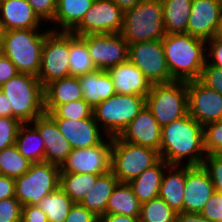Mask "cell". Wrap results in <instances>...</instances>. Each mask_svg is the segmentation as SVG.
<instances>
[{
	"label": "cell",
	"instance_id": "cell-1",
	"mask_svg": "<svg viewBox=\"0 0 222 222\" xmlns=\"http://www.w3.org/2000/svg\"><path fill=\"white\" fill-rule=\"evenodd\" d=\"M159 154L169 165H203V126L187 114L162 127Z\"/></svg>",
	"mask_w": 222,
	"mask_h": 222
},
{
	"label": "cell",
	"instance_id": "cell-2",
	"mask_svg": "<svg viewBox=\"0 0 222 222\" xmlns=\"http://www.w3.org/2000/svg\"><path fill=\"white\" fill-rule=\"evenodd\" d=\"M161 41L172 79L199 80L206 63V41L187 33L166 34Z\"/></svg>",
	"mask_w": 222,
	"mask_h": 222
},
{
	"label": "cell",
	"instance_id": "cell-3",
	"mask_svg": "<svg viewBox=\"0 0 222 222\" xmlns=\"http://www.w3.org/2000/svg\"><path fill=\"white\" fill-rule=\"evenodd\" d=\"M0 91L8 98L12 118L22 124L31 123L45 113L44 87L34 75L18 73L2 85Z\"/></svg>",
	"mask_w": 222,
	"mask_h": 222
},
{
	"label": "cell",
	"instance_id": "cell-4",
	"mask_svg": "<svg viewBox=\"0 0 222 222\" xmlns=\"http://www.w3.org/2000/svg\"><path fill=\"white\" fill-rule=\"evenodd\" d=\"M163 15L161 0H142L124 11L120 34L128 45L162 40L166 35Z\"/></svg>",
	"mask_w": 222,
	"mask_h": 222
},
{
	"label": "cell",
	"instance_id": "cell-5",
	"mask_svg": "<svg viewBox=\"0 0 222 222\" xmlns=\"http://www.w3.org/2000/svg\"><path fill=\"white\" fill-rule=\"evenodd\" d=\"M50 28L8 30L4 34L3 55L16 66L19 73L38 77L41 55Z\"/></svg>",
	"mask_w": 222,
	"mask_h": 222
},
{
	"label": "cell",
	"instance_id": "cell-6",
	"mask_svg": "<svg viewBox=\"0 0 222 222\" xmlns=\"http://www.w3.org/2000/svg\"><path fill=\"white\" fill-rule=\"evenodd\" d=\"M145 105L164 127L188 114V94L185 81L151 85Z\"/></svg>",
	"mask_w": 222,
	"mask_h": 222
},
{
	"label": "cell",
	"instance_id": "cell-7",
	"mask_svg": "<svg viewBox=\"0 0 222 222\" xmlns=\"http://www.w3.org/2000/svg\"><path fill=\"white\" fill-rule=\"evenodd\" d=\"M158 151L112 137L111 171L119 183H129L160 160Z\"/></svg>",
	"mask_w": 222,
	"mask_h": 222
},
{
	"label": "cell",
	"instance_id": "cell-8",
	"mask_svg": "<svg viewBox=\"0 0 222 222\" xmlns=\"http://www.w3.org/2000/svg\"><path fill=\"white\" fill-rule=\"evenodd\" d=\"M145 106V97L138 95H112L93 108L99 127L111 137L119 136Z\"/></svg>",
	"mask_w": 222,
	"mask_h": 222
},
{
	"label": "cell",
	"instance_id": "cell-9",
	"mask_svg": "<svg viewBox=\"0 0 222 222\" xmlns=\"http://www.w3.org/2000/svg\"><path fill=\"white\" fill-rule=\"evenodd\" d=\"M60 184V166L48 162L32 163L29 170L15 178V197L24 205H37Z\"/></svg>",
	"mask_w": 222,
	"mask_h": 222
},
{
	"label": "cell",
	"instance_id": "cell-10",
	"mask_svg": "<svg viewBox=\"0 0 222 222\" xmlns=\"http://www.w3.org/2000/svg\"><path fill=\"white\" fill-rule=\"evenodd\" d=\"M69 32H47L41 55L38 79L43 87L70 76Z\"/></svg>",
	"mask_w": 222,
	"mask_h": 222
},
{
	"label": "cell",
	"instance_id": "cell-11",
	"mask_svg": "<svg viewBox=\"0 0 222 222\" xmlns=\"http://www.w3.org/2000/svg\"><path fill=\"white\" fill-rule=\"evenodd\" d=\"M128 60L153 84L174 81L170 75L161 40L129 45Z\"/></svg>",
	"mask_w": 222,
	"mask_h": 222
},
{
	"label": "cell",
	"instance_id": "cell-12",
	"mask_svg": "<svg viewBox=\"0 0 222 222\" xmlns=\"http://www.w3.org/2000/svg\"><path fill=\"white\" fill-rule=\"evenodd\" d=\"M123 13L113 0H94L82 21L71 32L76 36L120 33Z\"/></svg>",
	"mask_w": 222,
	"mask_h": 222
},
{
	"label": "cell",
	"instance_id": "cell-13",
	"mask_svg": "<svg viewBox=\"0 0 222 222\" xmlns=\"http://www.w3.org/2000/svg\"><path fill=\"white\" fill-rule=\"evenodd\" d=\"M112 137L89 148L73 149L60 166V173L102 175L111 170Z\"/></svg>",
	"mask_w": 222,
	"mask_h": 222
},
{
	"label": "cell",
	"instance_id": "cell-14",
	"mask_svg": "<svg viewBox=\"0 0 222 222\" xmlns=\"http://www.w3.org/2000/svg\"><path fill=\"white\" fill-rule=\"evenodd\" d=\"M88 47L97 69L108 70L128 60L129 45L117 34H87L79 36Z\"/></svg>",
	"mask_w": 222,
	"mask_h": 222
},
{
	"label": "cell",
	"instance_id": "cell-15",
	"mask_svg": "<svg viewBox=\"0 0 222 222\" xmlns=\"http://www.w3.org/2000/svg\"><path fill=\"white\" fill-rule=\"evenodd\" d=\"M188 114L202 126L222 120V95L199 80L186 82Z\"/></svg>",
	"mask_w": 222,
	"mask_h": 222
},
{
	"label": "cell",
	"instance_id": "cell-16",
	"mask_svg": "<svg viewBox=\"0 0 222 222\" xmlns=\"http://www.w3.org/2000/svg\"><path fill=\"white\" fill-rule=\"evenodd\" d=\"M214 191L211 177L203 165H185L183 212L200 213Z\"/></svg>",
	"mask_w": 222,
	"mask_h": 222
},
{
	"label": "cell",
	"instance_id": "cell-17",
	"mask_svg": "<svg viewBox=\"0 0 222 222\" xmlns=\"http://www.w3.org/2000/svg\"><path fill=\"white\" fill-rule=\"evenodd\" d=\"M53 119L61 134L69 141L72 149L93 147L101 144L108 137L99 127L94 116L80 120Z\"/></svg>",
	"mask_w": 222,
	"mask_h": 222
},
{
	"label": "cell",
	"instance_id": "cell-18",
	"mask_svg": "<svg viewBox=\"0 0 222 222\" xmlns=\"http://www.w3.org/2000/svg\"><path fill=\"white\" fill-rule=\"evenodd\" d=\"M221 21L218 0H193L187 34L207 41L216 36Z\"/></svg>",
	"mask_w": 222,
	"mask_h": 222
},
{
	"label": "cell",
	"instance_id": "cell-19",
	"mask_svg": "<svg viewBox=\"0 0 222 222\" xmlns=\"http://www.w3.org/2000/svg\"><path fill=\"white\" fill-rule=\"evenodd\" d=\"M30 124L43 138L44 162L61 166L73 149L69 141L61 134L55 120L48 113H44Z\"/></svg>",
	"mask_w": 222,
	"mask_h": 222
},
{
	"label": "cell",
	"instance_id": "cell-20",
	"mask_svg": "<svg viewBox=\"0 0 222 222\" xmlns=\"http://www.w3.org/2000/svg\"><path fill=\"white\" fill-rule=\"evenodd\" d=\"M162 127L145 105L119 137L133 144L160 151Z\"/></svg>",
	"mask_w": 222,
	"mask_h": 222
},
{
	"label": "cell",
	"instance_id": "cell-21",
	"mask_svg": "<svg viewBox=\"0 0 222 222\" xmlns=\"http://www.w3.org/2000/svg\"><path fill=\"white\" fill-rule=\"evenodd\" d=\"M27 0H0V26L5 30L39 29L46 23Z\"/></svg>",
	"mask_w": 222,
	"mask_h": 222
},
{
	"label": "cell",
	"instance_id": "cell-22",
	"mask_svg": "<svg viewBox=\"0 0 222 222\" xmlns=\"http://www.w3.org/2000/svg\"><path fill=\"white\" fill-rule=\"evenodd\" d=\"M107 72L110 74L114 90L118 94L146 97L150 92V82L129 60L110 67Z\"/></svg>",
	"mask_w": 222,
	"mask_h": 222
},
{
	"label": "cell",
	"instance_id": "cell-23",
	"mask_svg": "<svg viewBox=\"0 0 222 222\" xmlns=\"http://www.w3.org/2000/svg\"><path fill=\"white\" fill-rule=\"evenodd\" d=\"M79 99H83V91L78 77L58 79L44 87L45 112H52L58 105Z\"/></svg>",
	"mask_w": 222,
	"mask_h": 222
},
{
	"label": "cell",
	"instance_id": "cell-24",
	"mask_svg": "<svg viewBox=\"0 0 222 222\" xmlns=\"http://www.w3.org/2000/svg\"><path fill=\"white\" fill-rule=\"evenodd\" d=\"M184 192L185 165H169L163 174L158 197L180 213L183 212Z\"/></svg>",
	"mask_w": 222,
	"mask_h": 222
},
{
	"label": "cell",
	"instance_id": "cell-25",
	"mask_svg": "<svg viewBox=\"0 0 222 222\" xmlns=\"http://www.w3.org/2000/svg\"><path fill=\"white\" fill-rule=\"evenodd\" d=\"M78 79L83 91V99L93 108L116 94L112 78L106 70L97 69L78 76Z\"/></svg>",
	"mask_w": 222,
	"mask_h": 222
},
{
	"label": "cell",
	"instance_id": "cell-26",
	"mask_svg": "<svg viewBox=\"0 0 222 222\" xmlns=\"http://www.w3.org/2000/svg\"><path fill=\"white\" fill-rule=\"evenodd\" d=\"M94 0H57L52 31L71 32L92 7Z\"/></svg>",
	"mask_w": 222,
	"mask_h": 222
},
{
	"label": "cell",
	"instance_id": "cell-27",
	"mask_svg": "<svg viewBox=\"0 0 222 222\" xmlns=\"http://www.w3.org/2000/svg\"><path fill=\"white\" fill-rule=\"evenodd\" d=\"M168 166V163L160 159L128 183L141 204L158 197L162 177Z\"/></svg>",
	"mask_w": 222,
	"mask_h": 222
},
{
	"label": "cell",
	"instance_id": "cell-28",
	"mask_svg": "<svg viewBox=\"0 0 222 222\" xmlns=\"http://www.w3.org/2000/svg\"><path fill=\"white\" fill-rule=\"evenodd\" d=\"M118 183V178L111 170L100 175L80 204L100 218L105 214L109 197Z\"/></svg>",
	"mask_w": 222,
	"mask_h": 222
},
{
	"label": "cell",
	"instance_id": "cell-29",
	"mask_svg": "<svg viewBox=\"0 0 222 222\" xmlns=\"http://www.w3.org/2000/svg\"><path fill=\"white\" fill-rule=\"evenodd\" d=\"M166 34H185L193 0H161Z\"/></svg>",
	"mask_w": 222,
	"mask_h": 222
},
{
	"label": "cell",
	"instance_id": "cell-30",
	"mask_svg": "<svg viewBox=\"0 0 222 222\" xmlns=\"http://www.w3.org/2000/svg\"><path fill=\"white\" fill-rule=\"evenodd\" d=\"M141 203L128 183H118L109 197L105 214L139 217Z\"/></svg>",
	"mask_w": 222,
	"mask_h": 222
},
{
	"label": "cell",
	"instance_id": "cell-31",
	"mask_svg": "<svg viewBox=\"0 0 222 222\" xmlns=\"http://www.w3.org/2000/svg\"><path fill=\"white\" fill-rule=\"evenodd\" d=\"M15 145L19 152L32 163L44 162L45 145L39 132L30 124H22Z\"/></svg>",
	"mask_w": 222,
	"mask_h": 222
},
{
	"label": "cell",
	"instance_id": "cell-32",
	"mask_svg": "<svg viewBox=\"0 0 222 222\" xmlns=\"http://www.w3.org/2000/svg\"><path fill=\"white\" fill-rule=\"evenodd\" d=\"M69 55L70 76L78 77L97 70L86 43L72 32H69Z\"/></svg>",
	"mask_w": 222,
	"mask_h": 222
},
{
	"label": "cell",
	"instance_id": "cell-33",
	"mask_svg": "<svg viewBox=\"0 0 222 222\" xmlns=\"http://www.w3.org/2000/svg\"><path fill=\"white\" fill-rule=\"evenodd\" d=\"M74 202L58 187L46 195L37 206L46 214L48 222H64Z\"/></svg>",
	"mask_w": 222,
	"mask_h": 222
},
{
	"label": "cell",
	"instance_id": "cell-34",
	"mask_svg": "<svg viewBox=\"0 0 222 222\" xmlns=\"http://www.w3.org/2000/svg\"><path fill=\"white\" fill-rule=\"evenodd\" d=\"M99 176L87 173H60L59 187L74 203H80Z\"/></svg>",
	"mask_w": 222,
	"mask_h": 222
},
{
	"label": "cell",
	"instance_id": "cell-35",
	"mask_svg": "<svg viewBox=\"0 0 222 222\" xmlns=\"http://www.w3.org/2000/svg\"><path fill=\"white\" fill-rule=\"evenodd\" d=\"M32 162L25 158L16 145L9 146L0 151V173L11 178L25 174Z\"/></svg>",
	"mask_w": 222,
	"mask_h": 222
},
{
	"label": "cell",
	"instance_id": "cell-36",
	"mask_svg": "<svg viewBox=\"0 0 222 222\" xmlns=\"http://www.w3.org/2000/svg\"><path fill=\"white\" fill-rule=\"evenodd\" d=\"M177 212L162 198L141 204L139 222H176Z\"/></svg>",
	"mask_w": 222,
	"mask_h": 222
},
{
	"label": "cell",
	"instance_id": "cell-37",
	"mask_svg": "<svg viewBox=\"0 0 222 222\" xmlns=\"http://www.w3.org/2000/svg\"><path fill=\"white\" fill-rule=\"evenodd\" d=\"M45 113H48L52 118L80 120L92 117L93 107L84 99H79L58 105L52 112Z\"/></svg>",
	"mask_w": 222,
	"mask_h": 222
},
{
	"label": "cell",
	"instance_id": "cell-38",
	"mask_svg": "<svg viewBox=\"0 0 222 222\" xmlns=\"http://www.w3.org/2000/svg\"><path fill=\"white\" fill-rule=\"evenodd\" d=\"M203 138L207 155L222 154V120L203 126Z\"/></svg>",
	"mask_w": 222,
	"mask_h": 222
},
{
	"label": "cell",
	"instance_id": "cell-39",
	"mask_svg": "<svg viewBox=\"0 0 222 222\" xmlns=\"http://www.w3.org/2000/svg\"><path fill=\"white\" fill-rule=\"evenodd\" d=\"M22 123L12 117H0V151L15 144Z\"/></svg>",
	"mask_w": 222,
	"mask_h": 222
},
{
	"label": "cell",
	"instance_id": "cell-40",
	"mask_svg": "<svg viewBox=\"0 0 222 222\" xmlns=\"http://www.w3.org/2000/svg\"><path fill=\"white\" fill-rule=\"evenodd\" d=\"M203 167L208 171L215 191L222 194V154L207 155Z\"/></svg>",
	"mask_w": 222,
	"mask_h": 222
},
{
	"label": "cell",
	"instance_id": "cell-41",
	"mask_svg": "<svg viewBox=\"0 0 222 222\" xmlns=\"http://www.w3.org/2000/svg\"><path fill=\"white\" fill-rule=\"evenodd\" d=\"M22 204L16 197L0 200V222H21Z\"/></svg>",
	"mask_w": 222,
	"mask_h": 222
},
{
	"label": "cell",
	"instance_id": "cell-42",
	"mask_svg": "<svg viewBox=\"0 0 222 222\" xmlns=\"http://www.w3.org/2000/svg\"><path fill=\"white\" fill-rule=\"evenodd\" d=\"M199 81L222 95V68L205 63Z\"/></svg>",
	"mask_w": 222,
	"mask_h": 222
},
{
	"label": "cell",
	"instance_id": "cell-43",
	"mask_svg": "<svg viewBox=\"0 0 222 222\" xmlns=\"http://www.w3.org/2000/svg\"><path fill=\"white\" fill-rule=\"evenodd\" d=\"M200 214L212 222H222V194L214 191Z\"/></svg>",
	"mask_w": 222,
	"mask_h": 222
},
{
	"label": "cell",
	"instance_id": "cell-44",
	"mask_svg": "<svg viewBox=\"0 0 222 222\" xmlns=\"http://www.w3.org/2000/svg\"><path fill=\"white\" fill-rule=\"evenodd\" d=\"M43 22H52L56 13L57 0H27Z\"/></svg>",
	"mask_w": 222,
	"mask_h": 222
},
{
	"label": "cell",
	"instance_id": "cell-45",
	"mask_svg": "<svg viewBox=\"0 0 222 222\" xmlns=\"http://www.w3.org/2000/svg\"><path fill=\"white\" fill-rule=\"evenodd\" d=\"M97 217L80 203H74L64 222H97Z\"/></svg>",
	"mask_w": 222,
	"mask_h": 222
},
{
	"label": "cell",
	"instance_id": "cell-46",
	"mask_svg": "<svg viewBox=\"0 0 222 222\" xmlns=\"http://www.w3.org/2000/svg\"><path fill=\"white\" fill-rule=\"evenodd\" d=\"M206 43V62L222 68V42L214 37L207 40Z\"/></svg>",
	"mask_w": 222,
	"mask_h": 222
},
{
	"label": "cell",
	"instance_id": "cell-47",
	"mask_svg": "<svg viewBox=\"0 0 222 222\" xmlns=\"http://www.w3.org/2000/svg\"><path fill=\"white\" fill-rule=\"evenodd\" d=\"M21 222H48V219L37 205H24L22 206Z\"/></svg>",
	"mask_w": 222,
	"mask_h": 222
},
{
	"label": "cell",
	"instance_id": "cell-48",
	"mask_svg": "<svg viewBox=\"0 0 222 222\" xmlns=\"http://www.w3.org/2000/svg\"><path fill=\"white\" fill-rule=\"evenodd\" d=\"M16 66L8 57L0 55V87L18 74Z\"/></svg>",
	"mask_w": 222,
	"mask_h": 222
},
{
	"label": "cell",
	"instance_id": "cell-49",
	"mask_svg": "<svg viewBox=\"0 0 222 222\" xmlns=\"http://www.w3.org/2000/svg\"><path fill=\"white\" fill-rule=\"evenodd\" d=\"M15 197V179L0 175V200Z\"/></svg>",
	"mask_w": 222,
	"mask_h": 222
},
{
	"label": "cell",
	"instance_id": "cell-50",
	"mask_svg": "<svg viewBox=\"0 0 222 222\" xmlns=\"http://www.w3.org/2000/svg\"><path fill=\"white\" fill-rule=\"evenodd\" d=\"M99 220L101 222H139V217H131L119 214H104Z\"/></svg>",
	"mask_w": 222,
	"mask_h": 222
},
{
	"label": "cell",
	"instance_id": "cell-51",
	"mask_svg": "<svg viewBox=\"0 0 222 222\" xmlns=\"http://www.w3.org/2000/svg\"><path fill=\"white\" fill-rule=\"evenodd\" d=\"M176 222H212L200 213L180 212L177 214Z\"/></svg>",
	"mask_w": 222,
	"mask_h": 222
},
{
	"label": "cell",
	"instance_id": "cell-52",
	"mask_svg": "<svg viewBox=\"0 0 222 222\" xmlns=\"http://www.w3.org/2000/svg\"><path fill=\"white\" fill-rule=\"evenodd\" d=\"M0 117H12V109L9 108L8 98L0 91Z\"/></svg>",
	"mask_w": 222,
	"mask_h": 222
},
{
	"label": "cell",
	"instance_id": "cell-53",
	"mask_svg": "<svg viewBox=\"0 0 222 222\" xmlns=\"http://www.w3.org/2000/svg\"><path fill=\"white\" fill-rule=\"evenodd\" d=\"M115 4L120 7L123 11H126L138 3H140L142 0H113Z\"/></svg>",
	"mask_w": 222,
	"mask_h": 222
},
{
	"label": "cell",
	"instance_id": "cell-54",
	"mask_svg": "<svg viewBox=\"0 0 222 222\" xmlns=\"http://www.w3.org/2000/svg\"><path fill=\"white\" fill-rule=\"evenodd\" d=\"M5 30L0 26V55H3Z\"/></svg>",
	"mask_w": 222,
	"mask_h": 222
},
{
	"label": "cell",
	"instance_id": "cell-55",
	"mask_svg": "<svg viewBox=\"0 0 222 222\" xmlns=\"http://www.w3.org/2000/svg\"><path fill=\"white\" fill-rule=\"evenodd\" d=\"M215 38L222 42V21L220 22Z\"/></svg>",
	"mask_w": 222,
	"mask_h": 222
},
{
	"label": "cell",
	"instance_id": "cell-56",
	"mask_svg": "<svg viewBox=\"0 0 222 222\" xmlns=\"http://www.w3.org/2000/svg\"><path fill=\"white\" fill-rule=\"evenodd\" d=\"M218 3H219V8H220L221 16H222V0H218Z\"/></svg>",
	"mask_w": 222,
	"mask_h": 222
}]
</instances>
